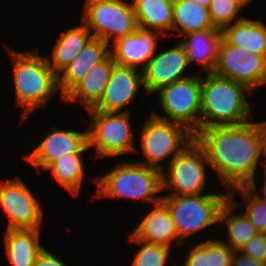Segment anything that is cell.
Returning a JSON list of instances; mask_svg holds the SVG:
<instances>
[{
  "instance_id": "20",
  "label": "cell",
  "mask_w": 266,
  "mask_h": 266,
  "mask_svg": "<svg viewBox=\"0 0 266 266\" xmlns=\"http://www.w3.org/2000/svg\"><path fill=\"white\" fill-rule=\"evenodd\" d=\"M40 233L41 229H6L4 247L11 266H34L44 249Z\"/></svg>"
},
{
  "instance_id": "11",
  "label": "cell",
  "mask_w": 266,
  "mask_h": 266,
  "mask_svg": "<svg viewBox=\"0 0 266 266\" xmlns=\"http://www.w3.org/2000/svg\"><path fill=\"white\" fill-rule=\"evenodd\" d=\"M213 74L246 85L251 91L266 85V57L220 41Z\"/></svg>"
},
{
  "instance_id": "3",
  "label": "cell",
  "mask_w": 266,
  "mask_h": 266,
  "mask_svg": "<svg viewBox=\"0 0 266 266\" xmlns=\"http://www.w3.org/2000/svg\"><path fill=\"white\" fill-rule=\"evenodd\" d=\"M252 92L242 83L213 73L201 76L200 129L251 121L253 109L244 93L252 95Z\"/></svg>"
},
{
  "instance_id": "34",
  "label": "cell",
  "mask_w": 266,
  "mask_h": 266,
  "mask_svg": "<svg viewBox=\"0 0 266 266\" xmlns=\"http://www.w3.org/2000/svg\"><path fill=\"white\" fill-rule=\"evenodd\" d=\"M34 266H67L57 254L49 252L44 248L35 260Z\"/></svg>"
},
{
  "instance_id": "8",
  "label": "cell",
  "mask_w": 266,
  "mask_h": 266,
  "mask_svg": "<svg viewBox=\"0 0 266 266\" xmlns=\"http://www.w3.org/2000/svg\"><path fill=\"white\" fill-rule=\"evenodd\" d=\"M83 8L82 22L94 38L109 45L139 28L131 1L86 0Z\"/></svg>"
},
{
  "instance_id": "4",
  "label": "cell",
  "mask_w": 266,
  "mask_h": 266,
  "mask_svg": "<svg viewBox=\"0 0 266 266\" xmlns=\"http://www.w3.org/2000/svg\"><path fill=\"white\" fill-rule=\"evenodd\" d=\"M112 169L94 179L97 186L94 198H131L143 203H152V205L162 201V172L160 170L136 161L121 162Z\"/></svg>"
},
{
  "instance_id": "36",
  "label": "cell",
  "mask_w": 266,
  "mask_h": 266,
  "mask_svg": "<svg viewBox=\"0 0 266 266\" xmlns=\"http://www.w3.org/2000/svg\"><path fill=\"white\" fill-rule=\"evenodd\" d=\"M263 168L262 169H264V175H263V179H262V181H261V183L264 181V183H262L261 184V191H257L258 189H256V185H258L255 181H253L249 186L255 191V193H261L262 195H259V196H261V197H263V198H265L266 199V165H263L262 166Z\"/></svg>"
},
{
  "instance_id": "13",
  "label": "cell",
  "mask_w": 266,
  "mask_h": 266,
  "mask_svg": "<svg viewBox=\"0 0 266 266\" xmlns=\"http://www.w3.org/2000/svg\"><path fill=\"white\" fill-rule=\"evenodd\" d=\"M38 146L23 158L31 164L38 173L46 169L60 157L66 154L85 153L89 148L88 128L84 131L60 130L51 127Z\"/></svg>"
},
{
  "instance_id": "33",
  "label": "cell",
  "mask_w": 266,
  "mask_h": 266,
  "mask_svg": "<svg viewBox=\"0 0 266 266\" xmlns=\"http://www.w3.org/2000/svg\"><path fill=\"white\" fill-rule=\"evenodd\" d=\"M240 252L266 263V233L258 232L240 249Z\"/></svg>"
},
{
  "instance_id": "9",
  "label": "cell",
  "mask_w": 266,
  "mask_h": 266,
  "mask_svg": "<svg viewBox=\"0 0 266 266\" xmlns=\"http://www.w3.org/2000/svg\"><path fill=\"white\" fill-rule=\"evenodd\" d=\"M209 165L204 150L195 142L190 143L178 156L168 162L162 172V191L170 189L163 196L201 195L207 183ZM174 190V191H172Z\"/></svg>"
},
{
  "instance_id": "23",
  "label": "cell",
  "mask_w": 266,
  "mask_h": 266,
  "mask_svg": "<svg viewBox=\"0 0 266 266\" xmlns=\"http://www.w3.org/2000/svg\"><path fill=\"white\" fill-rule=\"evenodd\" d=\"M174 0H132L138 27L162 33H172Z\"/></svg>"
},
{
  "instance_id": "30",
  "label": "cell",
  "mask_w": 266,
  "mask_h": 266,
  "mask_svg": "<svg viewBox=\"0 0 266 266\" xmlns=\"http://www.w3.org/2000/svg\"><path fill=\"white\" fill-rule=\"evenodd\" d=\"M241 9L234 0H212L208 7L212 23L221 30L245 18L238 15Z\"/></svg>"
},
{
  "instance_id": "35",
  "label": "cell",
  "mask_w": 266,
  "mask_h": 266,
  "mask_svg": "<svg viewBox=\"0 0 266 266\" xmlns=\"http://www.w3.org/2000/svg\"><path fill=\"white\" fill-rule=\"evenodd\" d=\"M232 266H266V263L247 256L240 251H235Z\"/></svg>"
},
{
  "instance_id": "6",
  "label": "cell",
  "mask_w": 266,
  "mask_h": 266,
  "mask_svg": "<svg viewBox=\"0 0 266 266\" xmlns=\"http://www.w3.org/2000/svg\"><path fill=\"white\" fill-rule=\"evenodd\" d=\"M149 116L139 139L146 161L136 162L162 171L165 167L159 163L167 158L171 162L194 141V134L182 124L157 118L151 113Z\"/></svg>"
},
{
  "instance_id": "12",
  "label": "cell",
  "mask_w": 266,
  "mask_h": 266,
  "mask_svg": "<svg viewBox=\"0 0 266 266\" xmlns=\"http://www.w3.org/2000/svg\"><path fill=\"white\" fill-rule=\"evenodd\" d=\"M0 207L7 215L6 229H41L42 206L21 177L0 180Z\"/></svg>"
},
{
  "instance_id": "24",
  "label": "cell",
  "mask_w": 266,
  "mask_h": 266,
  "mask_svg": "<svg viewBox=\"0 0 266 266\" xmlns=\"http://www.w3.org/2000/svg\"><path fill=\"white\" fill-rule=\"evenodd\" d=\"M222 37L231 45L266 57V25L260 20L244 18L225 26Z\"/></svg>"
},
{
  "instance_id": "32",
  "label": "cell",
  "mask_w": 266,
  "mask_h": 266,
  "mask_svg": "<svg viewBox=\"0 0 266 266\" xmlns=\"http://www.w3.org/2000/svg\"><path fill=\"white\" fill-rule=\"evenodd\" d=\"M185 254L183 266H210V255L207 253V240L198 241L191 245Z\"/></svg>"
},
{
  "instance_id": "5",
  "label": "cell",
  "mask_w": 266,
  "mask_h": 266,
  "mask_svg": "<svg viewBox=\"0 0 266 266\" xmlns=\"http://www.w3.org/2000/svg\"><path fill=\"white\" fill-rule=\"evenodd\" d=\"M230 198L229 191L201 195L163 196L179 239L183 242L196 232L219 224L221 208Z\"/></svg>"
},
{
  "instance_id": "31",
  "label": "cell",
  "mask_w": 266,
  "mask_h": 266,
  "mask_svg": "<svg viewBox=\"0 0 266 266\" xmlns=\"http://www.w3.org/2000/svg\"><path fill=\"white\" fill-rule=\"evenodd\" d=\"M207 253L210 255V266H232L235 250H231L221 239H208Z\"/></svg>"
},
{
  "instance_id": "17",
  "label": "cell",
  "mask_w": 266,
  "mask_h": 266,
  "mask_svg": "<svg viewBox=\"0 0 266 266\" xmlns=\"http://www.w3.org/2000/svg\"><path fill=\"white\" fill-rule=\"evenodd\" d=\"M131 232L140 240L167 247L173 246V240L177 246L183 244L178 237L171 212L163 201L152 205V209L145 213Z\"/></svg>"
},
{
  "instance_id": "29",
  "label": "cell",
  "mask_w": 266,
  "mask_h": 266,
  "mask_svg": "<svg viewBox=\"0 0 266 266\" xmlns=\"http://www.w3.org/2000/svg\"><path fill=\"white\" fill-rule=\"evenodd\" d=\"M129 234V240L140 245L138 251L134 253L131 266H166L168 264L171 247L140 240L132 232Z\"/></svg>"
},
{
  "instance_id": "7",
  "label": "cell",
  "mask_w": 266,
  "mask_h": 266,
  "mask_svg": "<svg viewBox=\"0 0 266 266\" xmlns=\"http://www.w3.org/2000/svg\"><path fill=\"white\" fill-rule=\"evenodd\" d=\"M86 111L91 116L87 127L89 148L95 147L96 157H120L139 151L133 145L129 110L105 112L88 109Z\"/></svg>"
},
{
  "instance_id": "16",
  "label": "cell",
  "mask_w": 266,
  "mask_h": 266,
  "mask_svg": "<svg viewBox=\"0 0 266 266\" xmlns=\"http://www.w3.org/2000/svg\"><path fill=\"white\" fill-rule=\"evenodd\" d=\"M161 33L138 28L135 32L112 43L110 53L116 64L142 70L156 54ZM160 37V38H159Z\"/></svg>"
},
{
  "instance_id": "21",
  "label": "cell",
  "mask_w": 266,
  "mask_h": 266,
  "mask_svg": "<svg viewBox=\"0 0 266 266\" xmlns=\"http://www.w3.org/2000/svg\"><path fill=\"white\" fill-rule=\"evenodd\" d=\"M184 45L189 65L194 61L201 64V72L212 73L216 62L222 31L218 28L201 30L184 35ZM203 70V71H202Z\"/></svg>"
},
{
  "instance_id": "2",
  "label": "cell",
  "mask_w": 266,
  "mask_h": 266,
  "mask_svg": "<svg viewBox=\"0 0 266 266\" xmlns=\"http://www.w3.org/2000/svg\"><path fill=\"white\" fill-rule=\"evenodd\" d=\"M13 67L15 100L21 108V120H27L32 111L47 107L54 94L59 93L58 77L48 64L47 58L36 48L32 51H18L6 44ZM58 91V92H57Z\"/></svg>"
},
{
  "instance_id": "22",
  "label": "cell",
  "mask_w": 266,
  "mask_h": 266,
  "mask_svg": "<svg viewBox=\"0 0 266 266\" xmlns=\"http://www.w3.org/2000/svg\"><path fill=\"white\" fill-rule=\"evenodd\" d=\"M94 38L87 26L82 22L80 26H72L66 32L61 31L48 64L58 75L78 53Z\"/></svg>"
},
{
  "instance_id": "27",
  "label": "cell",
  "mask_w": 266,
  "mask_h": 266,
  "mask_svg": "<svg viewBox=\"0 0 266 266\" xmlns=\"http://www.w3.org/2000/svg\"><path fill=\"white\" fill-rule=\"evenodd\" d=\"M84 153L66 154L53 162L46 170L72 195H79L84 180Z\"/></svg>"
},
{
  "instance_id": "38",
  "label": "cell",
  "mask_w": 266,
  "mask_h": 266,
  "mask_svg": "<svg viewBox=\"0 0 266 266\" xmlns=\"http://www.w3.org/2000/svg\"><path fill=\"white\" fill-rule=\"evenodd\" d=\"M243 10L244 7H246L251 2H254V0H234Z\"/></svg>"
},
{
  "instance_id": "15",
  "label": "cell",
  "mask_w": 266,
  "mask_h": 266,
  "mask_svg": "<svg viewBox=\"0 0 266 266\" xmlns=\"http://www.w3.org/2000/svg\"><path fill=\"white\" fill-rule=\"evenodd\" d=\"M140 87L144 89L142 70L115 63L101 99L91 109L123 112V108L137 99Z\"/></svg>"
},
{
  "instance_id": "18",
  "label": "cell",
  "mask_w": 266,
  "mask_h": 266,
  "mask_svg": "<svg viewBox=\"0 0 266 266\" xmlns=\"http://www.w3.org/2000/svg\"><path fill=\"white\" fill-rule=\"evenodd\" d=\"M110 46L99 38H93L58 75V88L64 97L79 83L93 66L110 54Z\"/></svg>"
},
{
  "instance_id": "39",
  "label": "cell",
  "mask_w": 266,
  "mask_h": 266,
  "mask_svg": "<svg viewBox=\"0 0 266 266\" xmlns=\"http://www.w3.org/2000/svg\"><path fill=\"white\" fill-rule=\"evenodd\" d=\"M195 1H196L199 5L208 8L212 0H195Z\"/></svg>"
},
{
  "instance_id": "14",
  "label": "cell",
  "mask_w": 266,
  "mask_h": 266,
  "mask_svg": "<svg viewBox=\"0 0 266 266\" xmlns=\"http://www.w3.org/2000/svg\"><path fill=\"white\" fill-rule=\"evenodd\" d=\"M177 45L164 49L150 59L142 69L144 91L148 96H153L160 88L186 79L185 70L190 67L184 45Z\"/></svg>"
},
{
  "instance_id": "37",
  "label": "cell",
  "mask_w": 266,
  "mask_h": 266,
  "mask_svg": "<svg viewBox=\"0 0 266 266\" xmlns=\"http://www.w3.org/2000/svg\"><path fill=\"white\" fill-rule=\"evenodd\" d=\"M262 156L266 158V121H262ZM262 165H266L265 160Z\"/></svg>"
},
{
  "instance_id": "25",
  "label": "cell",
  "mask_w": 266,
  "mask_h": 266,
  "mask_svg": "<svg viewBox=\"0 0 266 266\" xmlns=\"http://www.w3.org/2000/svg\"><path fill=\"white\" fill-rule=\"evenodd\" d=\"M235 196H230L226 203L221 208L219 214V224L222 222L224 227L227 228L226 234L228 240H221L231 250L240 251V249L246 244L252 237H254L258 231L254 225L250 222L246 214L234 212L239 207V203L236 202ZM238 206V207H237Z\"/></svg>"
},
{
  "instance_id": "26",
  "label": "cell",
  "mask_w": 266,
  "mask_h": 266,
  "mask_svg": "<svg viewBox=\"0 0 266 266\" xmlns=\"http://www.w3.org/2000/svg\"><path fill=\"white\" fill-rule=\"evenodd\" d=\"M217 28L211 21L208 8L199 5L195 0H174L173 27L177 33L171 36H184L185 34Z\"/></svg>"
},
{
  "instance_id": "28",
  "label": "cell",
  "mask_w": 266,
  "mask_h": 266,
  "mask_svg": "<svg viewBox=\"0 0 266 266\" xmlns=\"http://www.w3.org/2000/svg\"><path fill=\"white\" fill-rule=\"evenodd\" d=\"M239 192L243 198V211L258 232L266 233V199L259 196L250 186H239L229 191L230 196Z\"/></svg>"
},
{
  "instance_id": "1",
  "label": "cell",
  "mask_w": 266,
  "mask_h": 266,
  "mask_svg": "<svg viewBox=\"0 0 266 266\" xmlns=\"http://www.w3.org/2000/svg\"><path fill=\"white\" fill-rule=\"evenodd\" d=\"M194 140L204 150L209 168L216 171L228 191L249 186L256 180L263 161L262 120L199 129Z\"/></svg>"
},
{
  "instance_id": "19",
  "label": "cell",
  "mask_w": 266,
  "mask_h": 266,
  "mask_svg": "<svg viewBox=\"0 0 266 266\" xmlns=\"http://www.w3.org/2000/svg\"><path fill=\"white\" fill-rule=\"evenodd\" d=\"M114 64V58L110 53L103 61L93 66L87 75L63 97V102L78 101L86 110L91 109L101 99Z\"/></svg>"
},
{
  "instance_id": "10",
  "label": "cell",
  "mask_w": 266,
  "mask_h": 266,
  "mask_svg": "<svg viewBox=\"0 0 266 266\" xmlns=\"http://www.w3.org/2000/svg\"><path fill=\"white\" fill-rule=\"evenodd\" d=\"M164 115L155 111L157 118L176 122L195 134L200 129L201 116V76L192 75L186 79L164 86L156 91Z\"/></svg>"
}]
</instances>
